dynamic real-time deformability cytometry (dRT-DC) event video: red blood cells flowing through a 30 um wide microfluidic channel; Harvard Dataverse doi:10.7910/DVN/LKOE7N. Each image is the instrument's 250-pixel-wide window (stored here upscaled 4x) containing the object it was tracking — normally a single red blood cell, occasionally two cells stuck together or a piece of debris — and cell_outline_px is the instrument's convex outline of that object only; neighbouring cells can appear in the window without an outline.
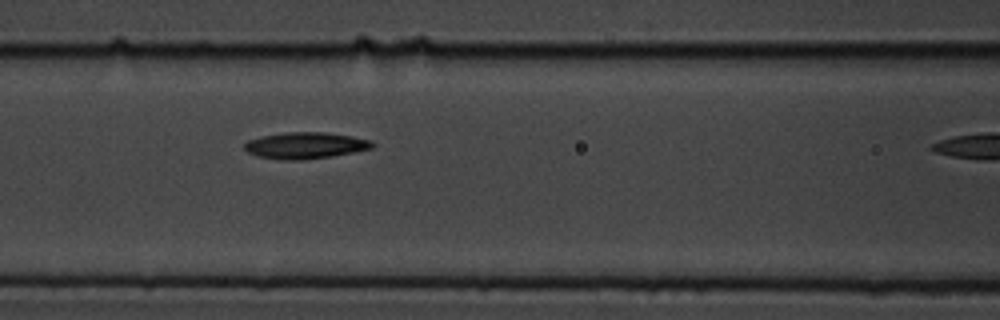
{"species": "common noctule bat (a hibernating species)", "species_latin": "Nyctalus noctula", "temperature_condition": "cold", "stored_images_in_passage": 5, "segment_of_instrument_passage": [1, 2], "camera_frame_rate_fps": 3000, "um_per_image_px": 0.085, "animal": {"sex": "male", "body_mass_g": 19.5, "forearm_length_mm": 54.6}, "frame": {"image": 1, "passage_image": 4, "time_ms": 1.0, "image_size_px": [1000, 320], "cell_outline_px": [[376, 144], [372, 148], [332, 156], [300, 160], [284, 160], [256, 156], [248, 152], [244, 148], [244, 144], [248, 140], [260, 136], [288, 132], [324, 132], [372, 140]], "centroid_in_image_um": [25.93, 12.36], "position_along_channel_um": 140.7, "area_um2": 19.59}}